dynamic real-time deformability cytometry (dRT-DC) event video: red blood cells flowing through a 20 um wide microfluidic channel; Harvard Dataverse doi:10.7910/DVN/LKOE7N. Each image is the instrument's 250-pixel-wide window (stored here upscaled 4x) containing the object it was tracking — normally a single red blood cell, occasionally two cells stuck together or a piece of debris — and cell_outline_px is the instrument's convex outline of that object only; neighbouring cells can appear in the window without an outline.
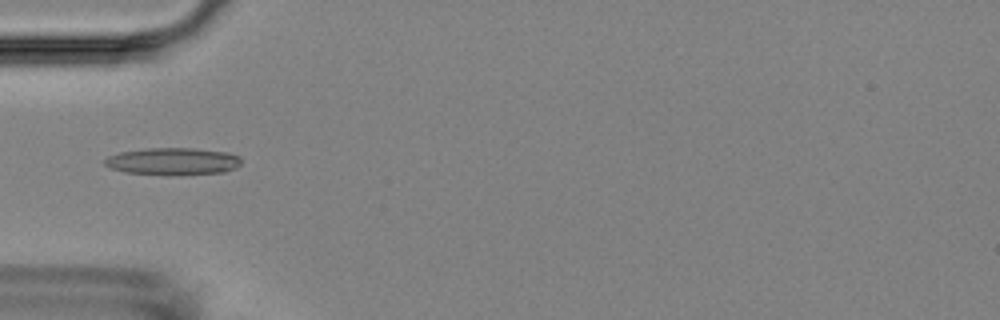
{"species": "Egyptian fruit bat (a non-hibernating species)", "species_latin": "Rousettus aegyptiacus", "temperature_condition": "room temperature", "stored_images_in_passage": 5, "camera_frame_rate_fps": 3000, "um_per_image_px": 0.085, "animal": {"sex": "female"}, "frame": {"image": 1, "passage_image": 3, "time_ms": 2.0, "image_size_px": [1000, 320], "cell_outline_px": [[240, 164], [236, 168], [224, 172], [180, 176], [168, 176], [124, 172], [108, 168], [104, 164], [104, 160], [108, 156], [120, 152], [148, 148], [196, 148], [228, 152], [240, 156]], "centroid_in_image_um": [14.7, 13.73], "position_along_channel_um": 70.3, "area_um2": 22.25}}
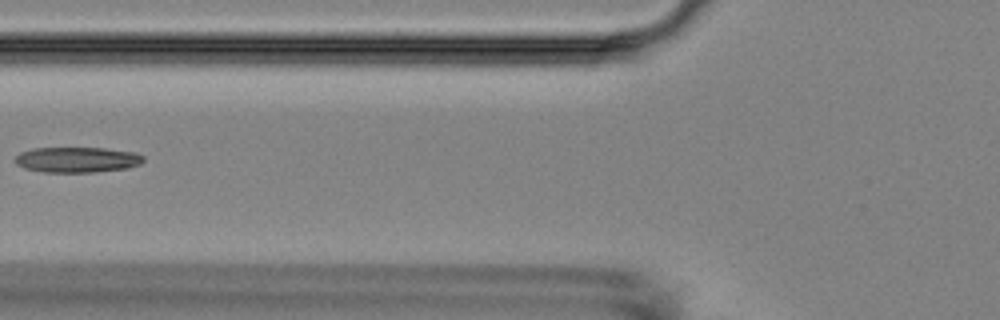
{"frame": {"image": 2, "passage_image": 4, "time_ms": 3.333, "image_size_px": [1000, 320], "cell_outline_px": [[144, 160], [140, 164], [128, 168], [96, 172], [44, 172], [24, 168], [16, 164], [16, 156], [20, 152], [32, 148], [104, 148], [136, 152], [144, 156]], "centroid_in_image_um": [6.58, 13.57], "position_along_channel_um": 119.2, "area_um2": 19.13}}